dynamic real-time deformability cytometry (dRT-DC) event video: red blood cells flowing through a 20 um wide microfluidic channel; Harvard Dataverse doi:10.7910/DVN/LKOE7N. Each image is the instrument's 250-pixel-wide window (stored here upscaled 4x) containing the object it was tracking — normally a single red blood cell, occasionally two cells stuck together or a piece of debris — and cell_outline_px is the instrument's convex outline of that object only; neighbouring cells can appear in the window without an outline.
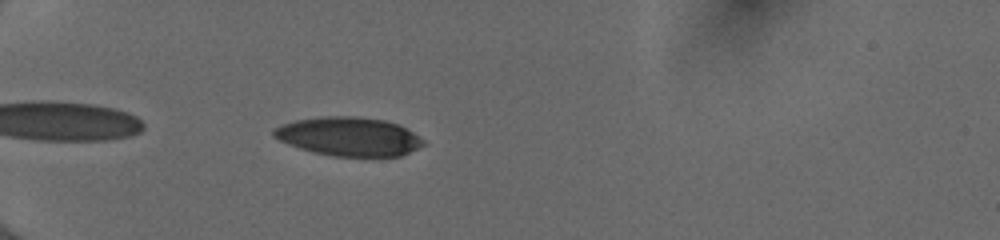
{"species": "human", "species_latin": "Homo sapiens", "temperature_condition": "cold", "stored_images_in_passage": 37, "camera_frame_rate_fps": 3000, "um_per_image_px": 0.085, "donor": {"sex": "female"}, "frame": {"image": 1, "passage_image": 2, "time_ms": 0.333, "image_size_px": [1000, 240], "cell_outline_px": [[428, 144], [400, 156], [332, 156], [300, 148], [288, 144], [272, 136], [272, 132], [276, 128], [284, 124], [296, 120], [320, 116], [356, 116], [384, 120], [396, 124], [412, 132], [424, 140]], "centroid_in_image_um": [29.67, 11.6], "position_along_channel_um": 55.3, "area_um2": 33.58}}
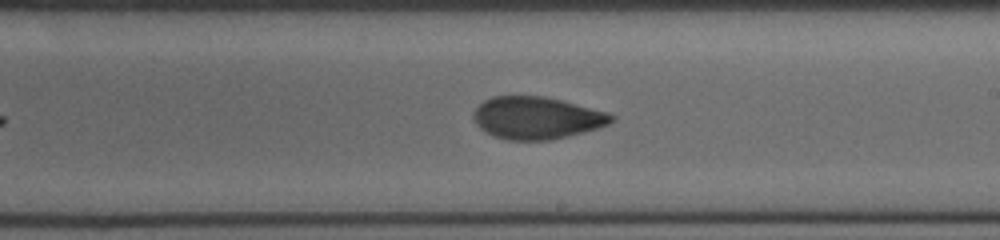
{"frame": {"image": 2, "passage_image": 18, "time_ms": 5.667, "image_size_px": [1000, 240], "cell_outline_px": [[616, 116], [608, 124], [584, 132], [552, 140], [508, 140], [492, 136], [480, 128], [472, 120], [472, 112], [484, 100], [492, 96], [544, 96], [608, 112]], "centroid_in_image_um": [45.58, 10.02], "position_along_channel_um": 243.4, "area_um2": 34.04}}
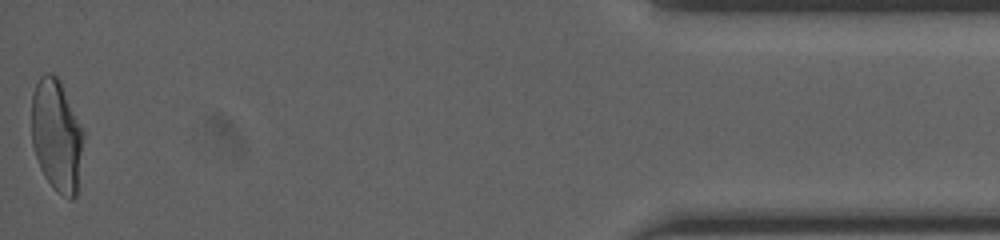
{"frame": {"image": 3, "passage_image": 37, "time_ms": 12.0, "image_size_px": [1000, 240], "cell_outline_px": [[84, 136], [76, 196], [72, 200], [68, 200], [52, 188], [44, 176], [40, 168], [32, 144], [32, 92], [40, 76], [44, 72], [52, 72], [60, 80], [84, 132]], "centroid_in_image_um": [4.81, 11.52], "position_along_channel_um": 430.4, "area_um2": 34.1}, "authors_computed_cell_mechanics": {"area_um2": 33.9286, "velocity_mm_per_s": 4.0431, "shape_relaxation_time_tau1_ms": null, "shape_relaxation_time_tau2_ms": 1.7312, "deformation_change_tau1": null, "deformation_change_tau2": 0.0742}}